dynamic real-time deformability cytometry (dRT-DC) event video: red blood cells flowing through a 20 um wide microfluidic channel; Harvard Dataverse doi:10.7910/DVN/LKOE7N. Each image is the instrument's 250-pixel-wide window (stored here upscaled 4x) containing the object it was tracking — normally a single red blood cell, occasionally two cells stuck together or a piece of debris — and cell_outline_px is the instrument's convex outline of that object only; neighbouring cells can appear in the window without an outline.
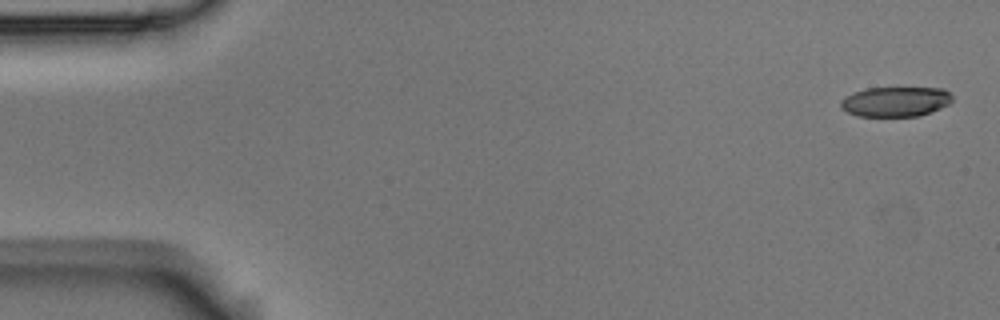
{"species": "Egyptian fruit bat (a non-hibernating species)", "species_latin": "Rousettus aegyptiacus", "temperature_condition": "room temperature", "stored_images_in_passage": 6, "camera_frame_rate_fps": 3000, "um_per_image_px": 0.085, "animal": {"sex": "male"}, "frame": {"image": 1, "passage_image": 1, "time_ms": 0.0, "image_size_px": [1000, 320], "cell_outline_px": [[952, 100], [948, 104], [940, 108], [920, 116], [856, 116], [840, 108], [840, 100], [844, 96], [852, 92], [864, 88], [944, 88], [952, 96]], "centroid_in_image_um": [76.07, 8.63], "position_along_channel_um": 8.9, "area_um2": 19.59}}
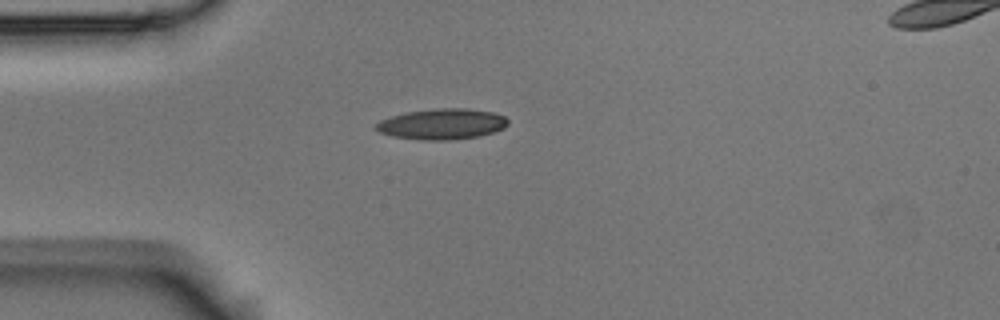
{"frame": {"image": 2, "passage_image": 4, "time_ms": 1.0, "image_size_px": [1000, 320], "cell_outline_px": [[508, 124], [504, 128], [480, 136], [448, 140], [420, 140], [392, 136], [380, 132], [372, 128], [380, 120], [392, 116], [408, 112], [436, 108], [468, 108], [492, 112], [504, 116], [508, 120]], "centroid_in_image_um": [37.56, 10.54], "position_along_channel_um": 47.4, "area_um2": 23.64}}
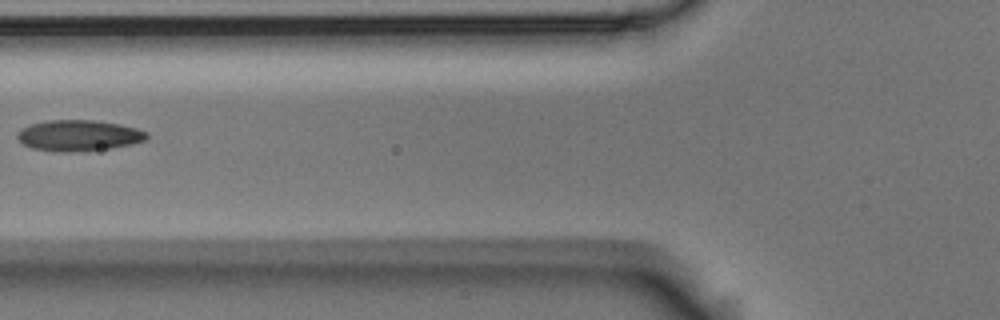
{"frame": {"image": 3, "passage_image": 6, "time_ms": 1.667, "image_size_px": [1000, 320], "cell_outline_px": [[148, 136], [144, 140], [132, 144], [112, 148], [80, 152], [56, 152], [32, 148], [24, 144], [16, 136], [24, 128], [32, 124], [48, 120], [96, 120], [120, 124], [136, 128], [148, 132]], "centroid_in_image_um": [6.73, 11.53], "position_along_channel_um": 119.1, "area_um2": 23.35}}